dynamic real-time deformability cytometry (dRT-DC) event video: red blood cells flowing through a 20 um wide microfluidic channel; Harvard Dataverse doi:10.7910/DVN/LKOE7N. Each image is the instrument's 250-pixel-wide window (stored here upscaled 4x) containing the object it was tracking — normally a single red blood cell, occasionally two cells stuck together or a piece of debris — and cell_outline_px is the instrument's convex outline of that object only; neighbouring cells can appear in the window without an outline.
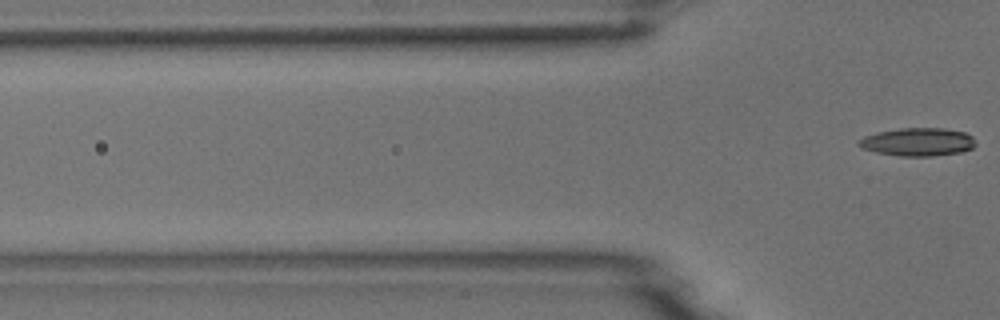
{"species": "common noctule bat (a hibernating species)", "species_latin": "Nyctalus noctula", "temperature_condition": "room temperature", "stored_images_in_passage": 7, "camera_frame_rate_fps": 3000, "um_per_image_px": 0.085, "animal": {"sex": "male", "body_mass_g": 18.8}, "frame": {"image": 1, "passage_image": 7, "time_ms": 8.333, "image_size_px": [1000, 320], "cell_outline_px": [[976, 144], [972, 148], [960, 152], [932, 156], [900, 156], [876, 152], [860, 148], [856, 144], [856, 140], [864, 136], [880, 132], [900, 128], [944, 128], [964, 132], [972, 136]], "centroid_in_image_um": [77.98, 12.06], "position_along_channel_um": 47.8, "area_um2": 19.19}}